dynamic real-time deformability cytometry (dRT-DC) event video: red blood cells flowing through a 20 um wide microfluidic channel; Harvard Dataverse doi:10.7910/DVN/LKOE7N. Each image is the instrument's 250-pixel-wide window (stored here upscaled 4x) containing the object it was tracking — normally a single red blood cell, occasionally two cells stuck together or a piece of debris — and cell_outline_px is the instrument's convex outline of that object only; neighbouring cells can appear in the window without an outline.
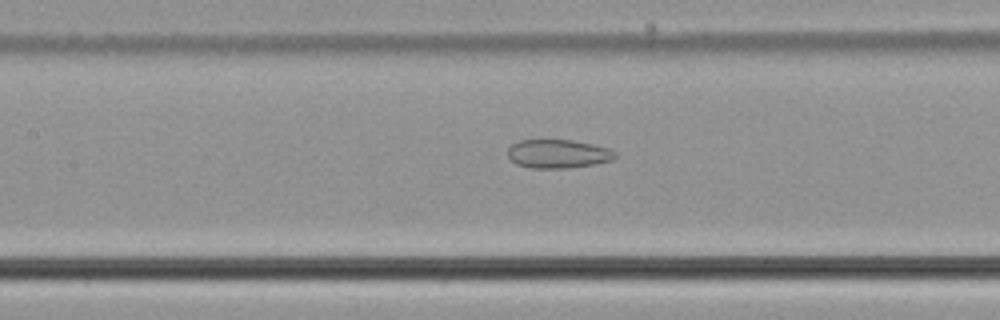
{"species": "common noctule bat (a hibernating species)", "species_latin": "Nyctalus noctula", "temperature_condition": "cold", "stored_images_in_passage": 54, "segment_of_instrument_passage": [1, 2], "camera_frame_rate_fps": 3000, "um_per_image_px": 0.085, "animal": {"sex": "male", "body_mass_g": 21.5, "forearm_length_mm": 52.0}, "frame": {"image": 1, "passage_image": 25, "time_ms": 8.0, "image_size_px": [1000, 320], "cell_outline_px": [[616, 156], [612, 160], [592, 164], [568, 168], [532, 168], [516, 164], [508, 156], [508, 148], [512, 144], [520, 140], [572, 140], [592, 144], [608, 148], [616, 152]], "centroid_in_image_um": [47.42, 13.07], "position_along_channel_um": 160.0, "area_um2": 17.8}}
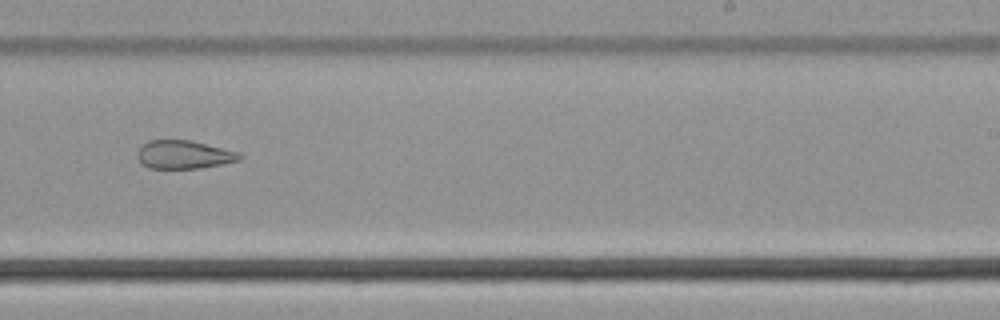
{"frame": {"image": 2, "passage_image": 34, "time_ms": 11.0, "image_size_px": [1000, 320], "cell_outline_px": [[240, 160], [200, 168], [148, 168], [140, 164], [136, 156], [136, 152], [148, 140], [192, 140], [240, 152]], "centroid_in_image_um": [15.59, 13.14], "position_along_channel_um": 273.4, "area_um2": 16.94}}
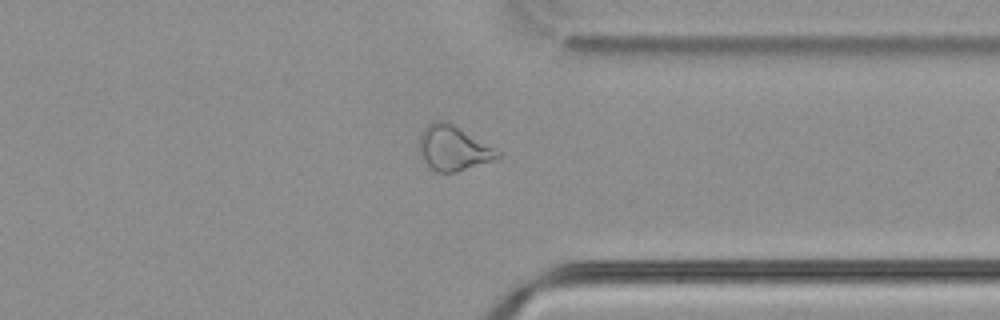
{"frame": {"image": 3, "passage_image": 42, "time_ms": 13.667, "image_size_px": [1000, 320], "cell_outline_px": [[500, 156], [492, 160], [456, 172], [436, 172], [428, 168], [420, 156], [420, 132], [432, 120], [444, 120], [452, 124], [500, 152]], "centroid_in_image_um": [38.45, 12.6], "position_along_channel_um": 373.0, "area_um2": 20.11}}